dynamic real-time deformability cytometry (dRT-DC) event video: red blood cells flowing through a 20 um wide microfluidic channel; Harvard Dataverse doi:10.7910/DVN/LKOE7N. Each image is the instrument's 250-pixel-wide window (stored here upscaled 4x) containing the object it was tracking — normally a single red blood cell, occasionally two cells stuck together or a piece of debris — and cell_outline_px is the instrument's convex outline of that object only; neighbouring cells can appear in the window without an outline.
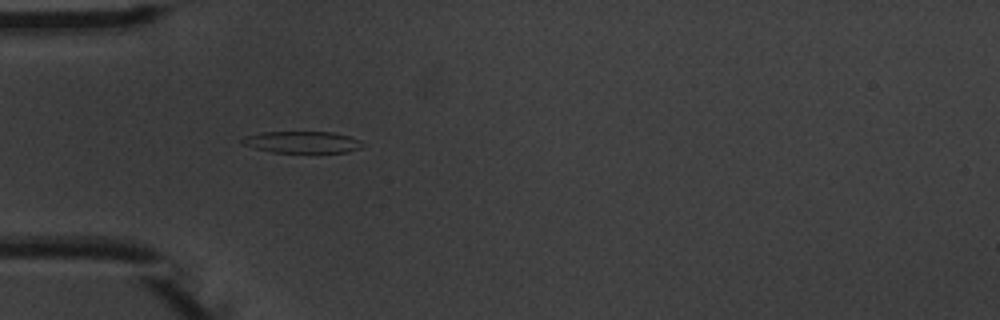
{"species": "common noctule bat (a hibernating species)", "species_latin": "Nyctalus noctula", "temperature_condition": "warm", "stored_images_in_passage": 1, "camera_frame_rate_fps": 3000, "um_per_image_px": 0.085, "animal": {"sex": "male", "body_mass_g": 20.1, "forearm_length_mm": 53.5}, "frame": {"image": 1, "passage_image": 1, "time_ms": 0.0, "image_size_px": [1000, 320], "cell_outline_px": [[364, 144], [360, 148], [348, 152], [272, 152], [240, 144], [240, 140], [244, 136], [260, 132], [332, 132], [348, 136], [360, 140]], "centroid_in_image_um": [25.65, 12.07], "position_along_channel_um": 59.4, "area_um2": 15.2}}